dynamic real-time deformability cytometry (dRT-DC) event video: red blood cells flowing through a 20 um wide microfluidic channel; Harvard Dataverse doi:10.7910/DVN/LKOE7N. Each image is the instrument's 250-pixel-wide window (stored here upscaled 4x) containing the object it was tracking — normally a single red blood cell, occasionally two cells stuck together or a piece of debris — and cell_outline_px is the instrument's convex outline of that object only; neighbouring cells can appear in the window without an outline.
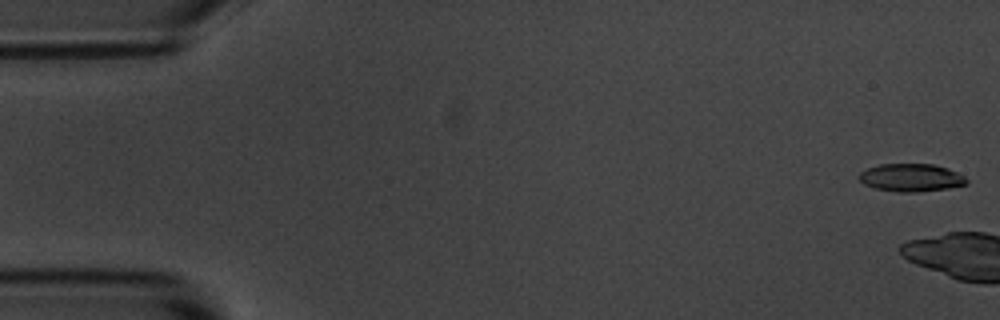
{"species": "common noctule bat (a hibernating species)", "species_latin": "Nyctalus noctula", "temperature_condition": "room temperature", "stored_images_in_passage": 12, "camera_frame_rate_fps": 3000, "um_per_image_px": 0.085, "animal": {"sex": "male", "body_mass_g": 20.1, "forearm_length_mm": 53.5}, "frame": {"image": 1, "passage_image": 1, "time_ms": 0.0, "image_size_px": [1000, 320], "cell_outline_px": [[968, 184], [948, 188], [916, 192], [896, 192], [876, 188], [864, 184], [860, 180], [860, 172], [868, 168], [880, 164], [932, 164], [948, 168], [964, 176], [968, 180]], "centroid_in_image_um": [77.47, 15.1], "position_along_channel_um": 7.5, "area_um2": 17.34}}